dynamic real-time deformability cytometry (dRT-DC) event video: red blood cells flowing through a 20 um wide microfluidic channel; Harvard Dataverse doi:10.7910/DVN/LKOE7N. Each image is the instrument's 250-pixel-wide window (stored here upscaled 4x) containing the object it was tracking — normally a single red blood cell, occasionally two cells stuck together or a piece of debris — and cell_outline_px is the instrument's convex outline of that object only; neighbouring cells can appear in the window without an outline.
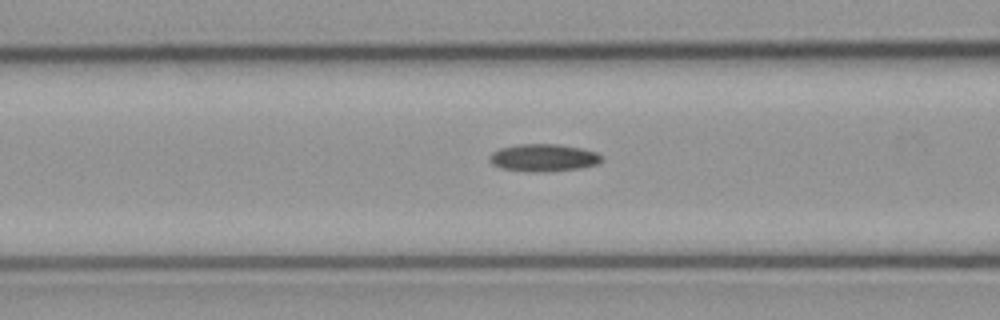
{"species": "common noctule bat (a hibernating species)", "species_latin": "Nyctalus noctula", "temperature_condition": "cold", "stored_images_in_passage": 9, "camera_frame_rate_fps": 3000, "um_per_image_px": 0.085, "animal": {"sex": "male", "body_mass_g": 23.1, "forearm_length_mm": 52.7}, "frame": {"image": 1, "passage_image": 8, "time_ms": 2.333, "image_size_px": [1000, 320], "cell_outline_px": [[604, 160], [600, 164], [580, 168], [552, 172], [524, 172], [500, 168], [492, 164], [488, 160], [488, 156], [492, 152], [500, 148], [520, 144], [556, 144], [580, 148], [596, 152]], "centroid_in_image_um": [46.18, 13.43], "position_along_channel_um": 120.4, "area_um2": 18.26}}